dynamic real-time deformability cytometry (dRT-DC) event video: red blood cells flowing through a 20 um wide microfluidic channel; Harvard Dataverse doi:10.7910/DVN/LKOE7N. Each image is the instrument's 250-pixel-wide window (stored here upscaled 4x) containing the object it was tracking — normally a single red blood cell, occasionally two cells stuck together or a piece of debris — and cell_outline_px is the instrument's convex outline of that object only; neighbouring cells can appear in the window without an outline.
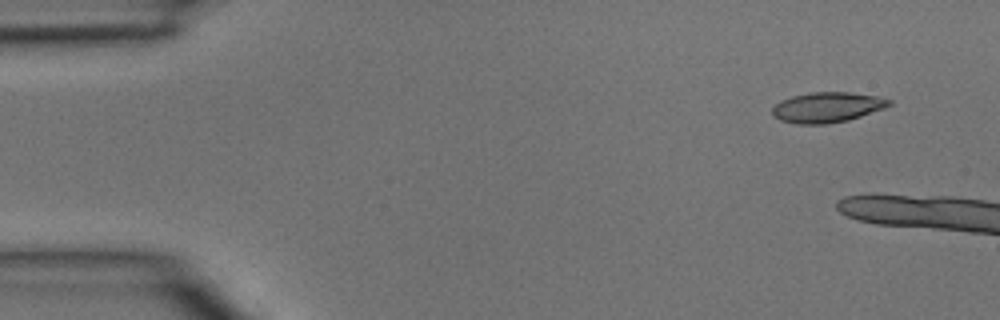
{"species": "common noctule bat (a hibernating species)", "species_latin": "Nyctalus noctula", "temperature_condition": "room temperature", "stored_images_in_passage": 3, "camera_frame_rate_fps": 3000, "um_per_image_px": 0.085, "animal": {"sex": "male", "body_mass_g": 15.6}, "frame": {"image": 1, "passage_image": 1, "time_ms": 0.0, "image_size_px": [1000, 320], "cell_outline_px": [[892, 104], [884, 108], [848, 120], [828, 124], [796, 124], [780, 120], [772, 116], [772, 108], [780, 100], [792, 96], [808, 92], [848, 92], [876, 96], [892, 100]], "centroid_in_image_um": [70.28, 9.12], "position_along_channel_um": 14.7, "area_um2": 20.69}}